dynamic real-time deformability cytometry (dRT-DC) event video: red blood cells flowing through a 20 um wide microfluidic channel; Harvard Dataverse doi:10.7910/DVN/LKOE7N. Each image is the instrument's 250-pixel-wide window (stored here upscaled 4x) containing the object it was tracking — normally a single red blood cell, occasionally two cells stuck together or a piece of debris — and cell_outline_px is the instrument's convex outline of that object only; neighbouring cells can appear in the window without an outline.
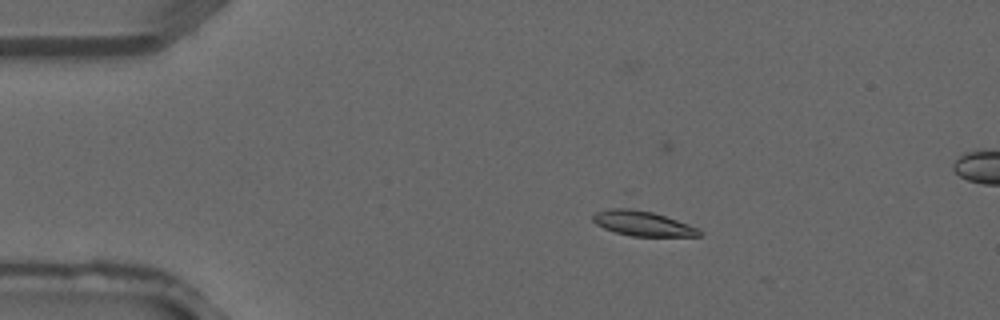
{"species": "common noctule bat (a hibernating species)", "species_latin": "Nyctalus noctula", "temperature_condition": "warm", "stored_images_in_passage": 6, "camera_frame_rate_fps": 3000, "um_per_image_px": 0.085, "animal": {"sex": "male", "forearm_length_mm": 52.5}, "frame": {"image": 1, "passage_image": 4, "time_ms": 1.0, "image_size_px": [1000, 320], "cell_outline_px": [[704, 232], [700, 236], [632, 236], [616, 232], [604, 228], [596, 224], [592, 220], [592, 216], [596, 212], [608, 208], [624, 204], [652, 212], [688, 224]], "centroid_in_image_um": [54.55, 18.94], "position_along_channel_um": 30.4, "area_um2": 15.84}}